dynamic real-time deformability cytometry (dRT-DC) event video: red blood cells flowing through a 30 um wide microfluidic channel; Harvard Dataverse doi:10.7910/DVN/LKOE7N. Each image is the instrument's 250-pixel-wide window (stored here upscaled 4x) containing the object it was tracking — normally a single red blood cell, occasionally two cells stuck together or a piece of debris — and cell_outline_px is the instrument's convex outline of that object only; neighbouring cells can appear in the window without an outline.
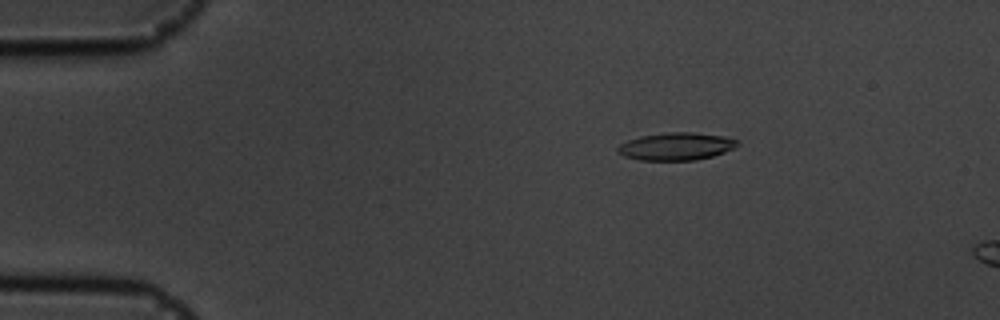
{"species": "common noctule bat (a hibernating species)", "species_latin": "Nyctalus noctula", "temperature_condition": "cold", "stored_images_in_passage": 14, "camera_frame_rate_fps": 3000, "um_per_image_px": 0.085, "animal": {"sex": "male", "body_mass_g": 19.5, "forearm_length_mm": 54.6}, "frame": {"image": 1, "passage_image": 10, "time_ms": 3.0, "image_size_px": [1000, 320], "cell_outline_px": [[732, 140], [720, 152], [708, 156], [684, 160], [652, 160], [632, 156], [636, 140], [648, 136], [712, 136]], "centroid_in_image_um": [57.65, 12.52], "position_along_channel_um": 27.4, "area_um2": 14.16}}